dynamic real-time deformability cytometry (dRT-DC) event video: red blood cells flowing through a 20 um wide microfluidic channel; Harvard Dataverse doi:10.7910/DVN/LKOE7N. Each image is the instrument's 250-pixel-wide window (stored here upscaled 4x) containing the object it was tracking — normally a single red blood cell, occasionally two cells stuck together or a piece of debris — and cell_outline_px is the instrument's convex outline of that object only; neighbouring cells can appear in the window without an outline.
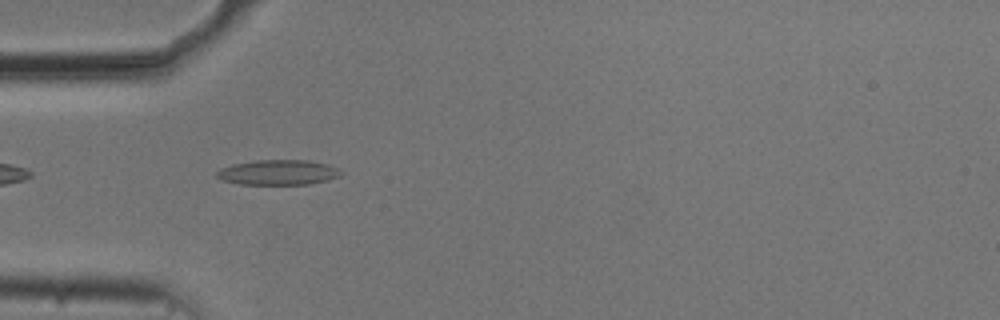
{"species": "common noctule bat (a hibernating species)", "species_latin": "Nyctalus noctula", "temperature_condition": "cold", "stored_images_in_passage": 39, "camera_frame_rate_fps": 3000, "um_per_image_px": 0.085, "animal": {"sex": "male", "body_mass_g": 20.5, "forearm_length_mm": 52.5}, "frame": {"image": 1, "passage_image": 1, "time_ms": 0.0, "image_size_px": [1000, 320], "cell_outline_px": [[344, 172], [340, 176], [328, 180], [312, 184], [240, 184], [224, 180], [216, 176], [216, 172], [220, 168], [232, 164], [256, 160], [308, 160], [328, 164], [340, 168]], "centroid_in_image_um": [23.7, 14.65], "position_along_channel_um": 61.3, "area_um2": 18.32}}
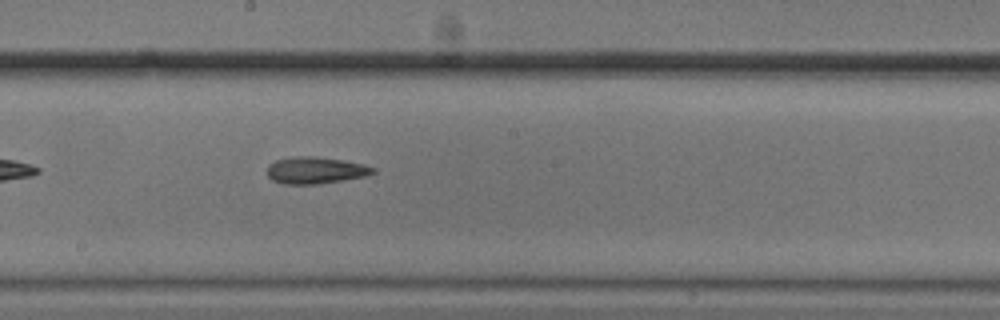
{"frame": {"image": 2, "passage_image": 14, "time_ms": 4.333, "image_size_px": [1000, 320], "cell_outline_px": [[376, 172], [364, 176], [316, 184], [284, 184], [272, 180], [268, 176], [268, 164], [276, 160], [288, 156], [316, 156], [344, 160], [364, 164], [376, 168]], "centroid_in_image_um": [26.8, 14.45], "position_along_channel_um": 221.4, "area_um2": 16.59}}
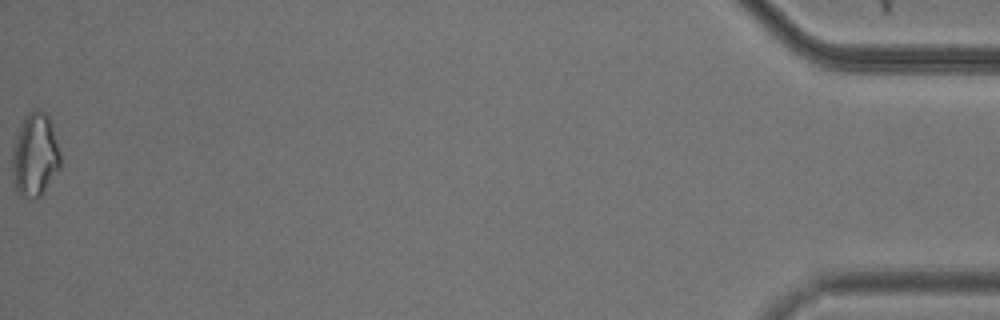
{"frame": {"image": 3, "passage_image": 39, "time_ms": 12.667, "image_size_px": [1000, 320], "cell_outline_px": [[60, 168], [40, 196], [36, 200], [32, 200], [24, 196], [16, 188], [12, 176], [12, 152], [20, 128], [28, 112], [36, 108], [40, 108], [48, 116], [60, 152]], "centroid_in_image_um": [2.98, 13.2], "position_along_channel_um": 432.2, "area_um2": 23.0}, "authors_computed_cell_mechanics": {"area_um2": 16.8776, "velocity_mm_per_s": 3.7206, "shape_relaxation_time_tau1_ms": 7.1944, "shape_relaxation_time_tau2_ms": 3.3757, "deformation_change_tau1": 0.1514, "deformation_change_tau2": 0.1028}}